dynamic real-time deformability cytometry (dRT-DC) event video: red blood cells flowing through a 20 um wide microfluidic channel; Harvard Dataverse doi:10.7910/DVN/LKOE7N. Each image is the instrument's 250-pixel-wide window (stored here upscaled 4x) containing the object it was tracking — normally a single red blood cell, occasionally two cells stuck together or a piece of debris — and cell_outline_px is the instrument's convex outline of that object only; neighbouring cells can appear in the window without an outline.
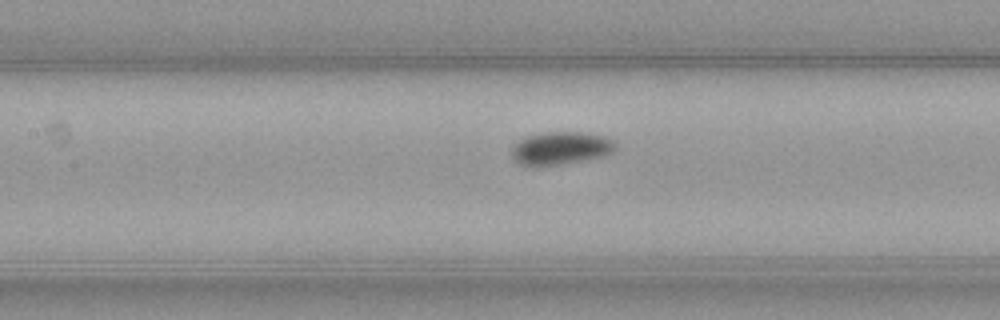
{"species": "common noctule bat (a hibernating species)", "species_latin": "Nyctalus noctula", "temperature_condition": "warm", "stored_images_in_passage": 35, "camera_frame_rate_fps": 3000, "um_per_image_px": 0.085, "animal": {"sex": "female", "body_mass_g": 21.9}, "frame": {"image": 1, "passage_image": 10, "time_ms": 3.0, "image_size_px": [1000, 320], "cell_outline_px": [[616, 148], [612, 152], [604, 156], [564, 164], [536, 168], [532, 168], [520, 164], [512, 160], [512, 148], [520, 140], [528, 136], [544, 132], [580, 132], [604, 136], [612, 140], [616, 144]], "centroid_in_image_um": [47.63, 12.63], "position_along_channel_um": 159.8, "area_um2": 20.23}}
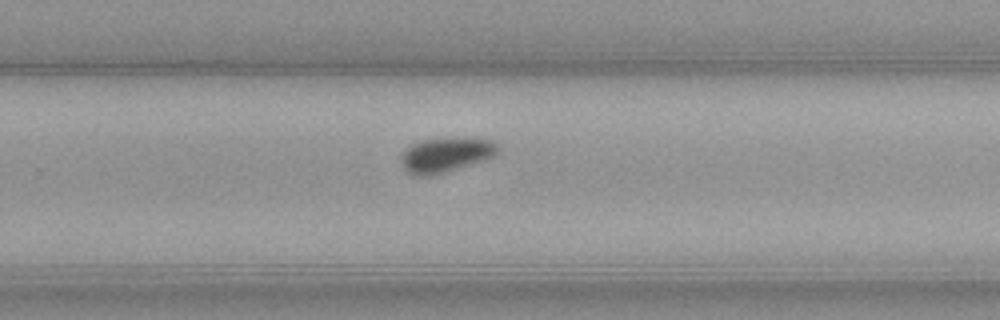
{"frame": {"image": 2, "passage_image": 20, "time_ms": 6.333, "image_size_px": [1000, 320], "cell_outline_px": [[500, 148], [492, 156], [484, 160], [448, 172], [432, 176], [416, 176], [408, 172], [400, 164], [400, 156], [412, 144], [424, 140], [456, 136], [492, 140]], "centroid_in_image_um": [37.88, 13.16], "position_along_channel_um": 291.9, "area_um2": 19.88}}
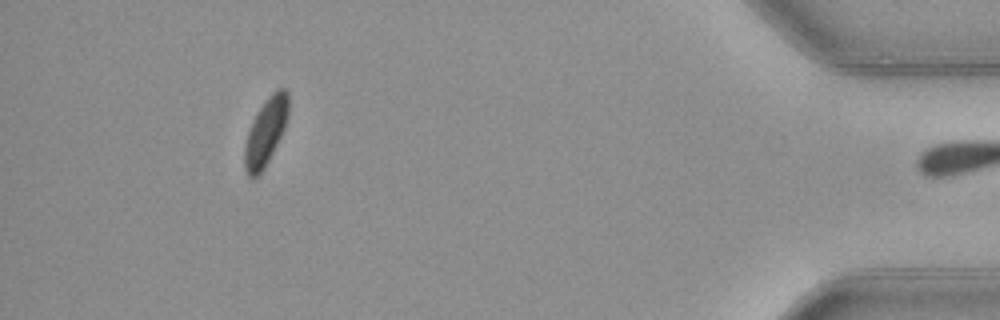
{"frame": {"image": 3, "passage_image": 34, "time_ms": 11.0, "image_size_px": [1000, 320], "cell_outline_px": [[288, 116], [284, 128], [264, 168], [256, 176], [248, 176], [244, 168], [244, 144], [252, 120], [256, 112], [264, 100], [276, 88], [284, 88], [288, 92]], "centroid_in_image_um": [22.57, 11.15], "position_along_channel_um": 412.6, "area_um2": 17.05}, "authors_computed_cell_mechanics": {"area_um2": 19.0162, "velocity_mm_per_s": 3.9776, "shape_relaxation_time_tau1_ms": 4.4314, "shape_relaxation_time_tau2_ms": null, "deformation_change_tau1": 0.093, "deformation_change_tau2": null}}